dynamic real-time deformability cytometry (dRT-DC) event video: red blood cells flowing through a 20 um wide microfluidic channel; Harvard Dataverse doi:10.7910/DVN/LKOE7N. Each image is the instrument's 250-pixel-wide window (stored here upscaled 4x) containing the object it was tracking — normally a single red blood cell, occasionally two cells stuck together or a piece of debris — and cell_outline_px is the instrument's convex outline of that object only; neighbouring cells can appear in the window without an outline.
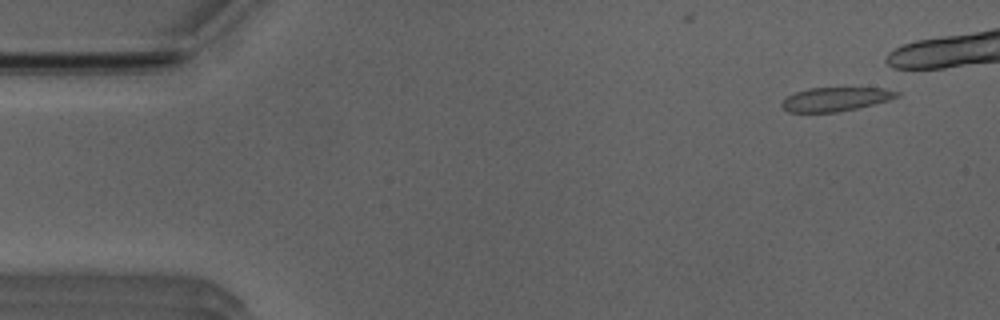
{"species": "Egyptian fruit bat (a non-hibernating species)", "species_latin": "Rousettus aegyptiacus", "temperature_condition": "room temperature", "stored_images_in_passage": 12, "camera_frame_rate_fps": 3000, "um_per_image_px": 0.085, "animal": {"sex": "male"}, "frame": {"image": 1, "passage_image": 1, "time_ms": 0.0, "image_size_px": [1000, 320], "cell_outline_px": [[900, 96], [888, 100], [856, 108], [836, 112], [788, 112], [780, 104], [788, 96], [796, 92], [808, 88], [884, 88], [900, 92]], "centroid_in_image_um": [71.03, 8.42], "position_along_channel_um": 14.0, "area_um2": 15.78}}